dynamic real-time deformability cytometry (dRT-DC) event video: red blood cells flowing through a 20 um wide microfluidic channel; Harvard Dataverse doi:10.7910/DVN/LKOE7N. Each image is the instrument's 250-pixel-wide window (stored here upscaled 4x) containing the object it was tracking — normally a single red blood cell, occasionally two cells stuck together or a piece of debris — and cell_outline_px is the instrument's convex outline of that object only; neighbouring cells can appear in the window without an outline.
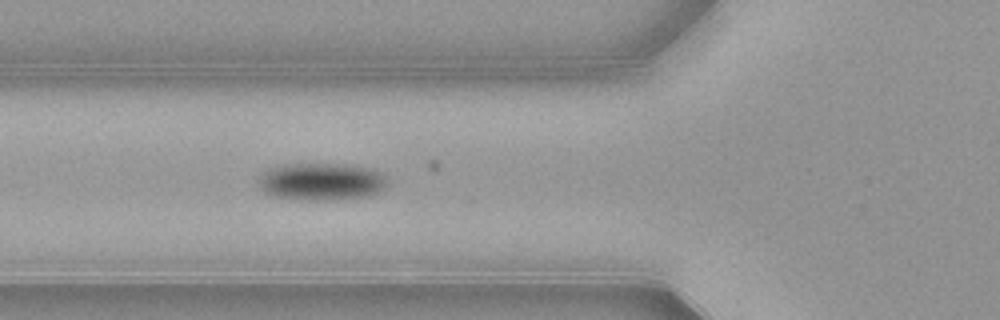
{"species": "common noctule bat (a hibernating species)", "species_latin": "Nyctalus noctula", "temperature_condition": "warm", "stored_images_in_passage": 41, "camera_frame_rate_fps": 3000, "um_per_image_px": 0.085, "animal": {"sex": "female", "body_mass_g": 21.9}, "frame": {"image": 1, "passage_image": 7, "time_ms": 2.0, "image_size_px": [1000, 320], "cell_outline_px": [[388, 184], [384, 188], [368, 196], [332, 200], [300, 200], [272, 196], [264, 192], [260, 184], [260, 180], [264, 172], [272, 168], [284, 164], [336, 164], [364, 168], [376, 172], [384, 176]], "centroid_in_image_um": [27.29, 15.46], "position_along_channel_um": 98.5, "area_um2": 27.51}}
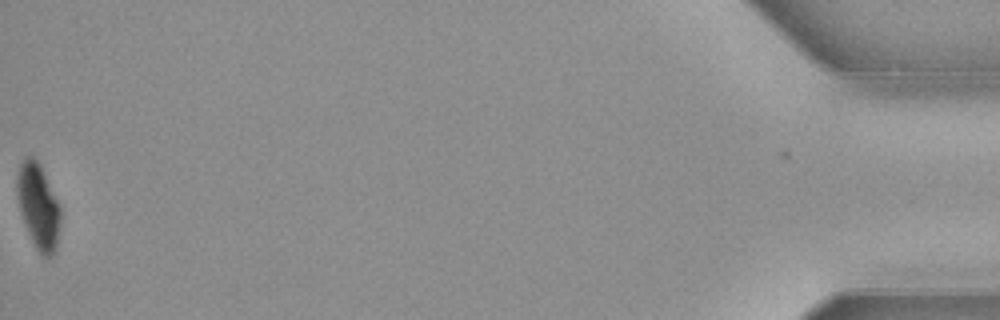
{"frame": {"image": 2, "passage_image": 41, "time_ms": 13.333, "image_size_px": [1000, 320], "cell_outline_px": [[60, 224], [56, 244], [52, 256], [48, 260], [36, 248], [24, 224], [20, 212], [16, 196], [16, 176], [20, 164], [24, 156], [32, 156], [40, 164], [60, 208]], "centroid_in_image_um": [3.22, 17.51], "position_along_channel_um": 432.0, "area_um2": 21.44}, "authors_computed_cell_mechanics": {"area_um2": 26.9348, "velocity_mm_per_s": 3.8873, "shape_relaxation_time_tau1_ms": 2.7171, "shape_relaxation_time_tau2_ms": 6.927, "deformation_change_tau1": 0.1283, "deformation_change_tau2": 0.0518}}